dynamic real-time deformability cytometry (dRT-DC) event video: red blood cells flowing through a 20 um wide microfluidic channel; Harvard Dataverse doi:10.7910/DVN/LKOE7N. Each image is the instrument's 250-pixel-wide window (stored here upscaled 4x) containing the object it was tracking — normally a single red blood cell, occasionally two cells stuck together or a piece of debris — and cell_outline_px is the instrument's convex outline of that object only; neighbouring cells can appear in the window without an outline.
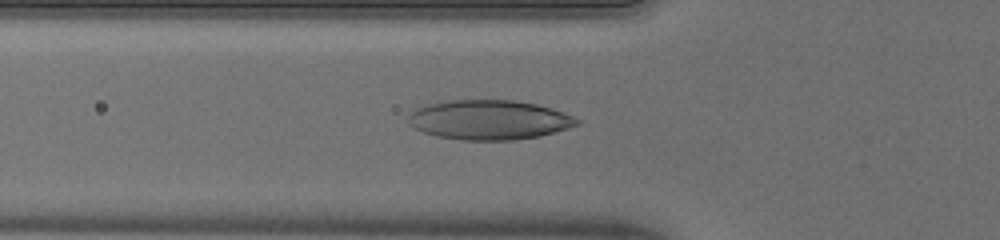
{"species": "human", "species_latin": "Homo sapiens", "temperature_condition": "warm", "stored_images_in_passage": 50, "camera_frame_rate_fps": 3000, "um_per_image_px": 0.085, "donor": {"sex": "male"}, "frame": {"image": 1, "passage_image": 18, "time_ms": 5.667, "image_size_px": [1000, 240], "cell_outline_px": [[580, 124], [568, 128], [540, 136], [512, 140], [460, 140], [436, 136], [424, 132], [408, 124], [408, 116], [416, 108], [428, 104], [448, 100], [512, 100], [536, 104], [552, 108], [564, 112], [580, 120]], "centroid_in_image_um": [41.58, 10.19], "position_along_channel_um": 84.2, "area_um2": 38.96}}
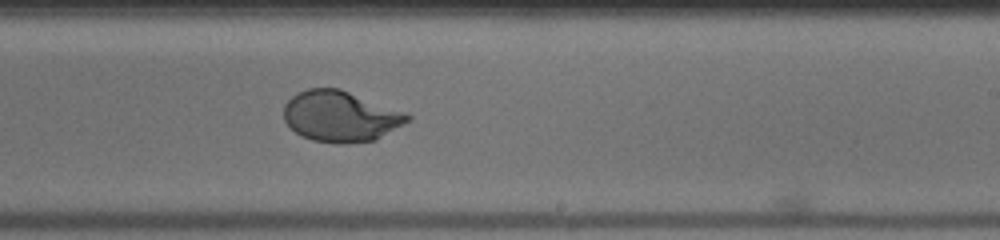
{"frame": {"image": 2, "passage_image": 31, "time_ms": 10.0, "image_size_px": [1000, 240], "cell_outline_px": [[412, 120], [376, 140], [348, 144], [336, 144], [312, 140], [296, 132], [284, 120], [284, 104], [292, 96], [308, 88], [340, 88], [408, 112], [412, 116]], "centroid_in_image_um": [29.01, 9.89], "position_along_channel_um": 260.0, "area_um2": 37.11}}
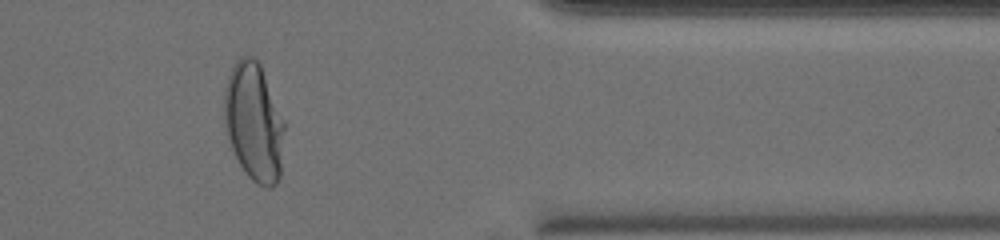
{"frame": {"image": 3, "passage_image": 42, "time_ms": 13.667, "image_size_px": [1000, 240], "cell_outline_px": [[284, 128], [280, 176], [276, 184], [268, 188], [256, 184], [248, 176], [240, 164], [232, 148], [228, 136], [224, 116], [224, 88], [228, 76], [236, 60], [240, 56], [252, 56], [260, 64], [284, 120]], "centroid_in_image_um": [21.58, 10.36], "position_along_channel_um": 389.8, "area_um2": 41.21}, "authors_computed_cell_mechanics": {"area_um2": 39.0728, "velocity_mm_per_s": 4.0555, "shape_relaxation_time_tau1_ms": 4.3929, "shape_relaxation_time_tau2_ms": null, "deformation_change_tau1": 0.2299, "deformation_change_tau2": null}}